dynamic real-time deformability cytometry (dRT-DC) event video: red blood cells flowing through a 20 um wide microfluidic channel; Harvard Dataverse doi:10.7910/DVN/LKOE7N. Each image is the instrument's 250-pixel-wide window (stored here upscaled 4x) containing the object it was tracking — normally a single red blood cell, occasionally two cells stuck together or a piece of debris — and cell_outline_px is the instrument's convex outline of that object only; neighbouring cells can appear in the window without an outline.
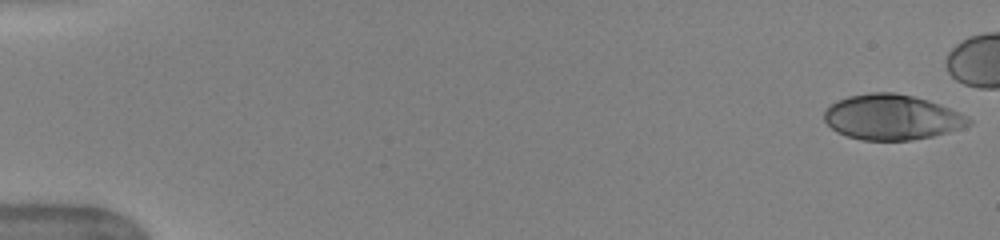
{"species": "human", "species_latin": "Homo sapiens", "temperature_condition": "warm", "stored_images_in_passage": 45, "camera_frame_rate_fps": 3000, "um_per_image_px": 0.085, "donor": {"sex": "female"}, "frame": {"image": 1, "passage_image": 1, "time_ms": 0.0, "image_size_px": [1000, 240], "cell_outline_px": [[972, 124], [948, 132], [932, 136], [912, 140], [860, 140], [836, 132], [824, 120], [824, 112], [836, 100], [848, 96], [868, 92], [896, 92], [928, 100], [940, 104], [972, 120]], "centroid_in_image_um": [75.77, 9.96], "position_along_channel_um": 9.2, "area_um2": 37.92}}
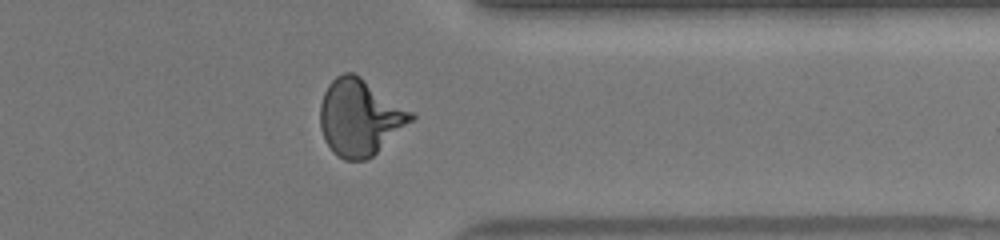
{"frame": {"image": 2, "passage_image": 41, "time_ms": 13.333, "image_size_px": [1000, 240], "cell_outline_px": [[416, 116], [412, 120], [372, 156], [364, 160], [344, 160], [332, 152], [324, 140], [320, 128], [320, 104], [324, 92], [328, 84], [336, 76], [344, 72], [352, 72], [360, 76], [416, 112]], "centroid_in_image_um": [30.58, 9.96], "position_along_channel_um": 380.8, "area_um2": 40.63}}